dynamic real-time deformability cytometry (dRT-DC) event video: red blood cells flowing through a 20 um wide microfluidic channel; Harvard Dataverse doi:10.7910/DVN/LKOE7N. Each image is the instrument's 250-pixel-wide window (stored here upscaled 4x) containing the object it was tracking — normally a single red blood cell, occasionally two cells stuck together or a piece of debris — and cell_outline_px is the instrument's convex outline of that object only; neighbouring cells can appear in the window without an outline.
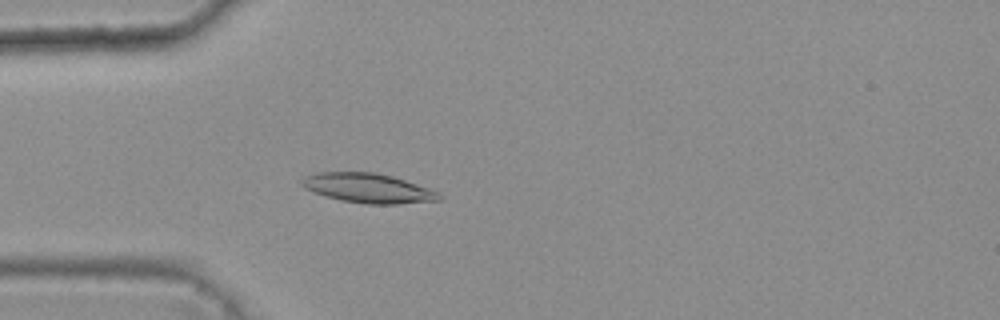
{"species": "common noctule bat (a hibernating species)", "species_latin": "Nyctalus noctula", "temperature_condition": "warm", "stored_images_in_passage": 36, "camera_frame_rate_fps": 3000, "um_per_image_px": 0.085, "animal": {"sex": "female", "body_mass_g": 25.1}, "frame": {"image": 1, "passage_image": 7, "time_ms": 2.0, "image_size_px": [1000, 320], "cell_outline_px": [[444, 196], [440, 200], [396, 204], [368, 204], [340, 200], [324, 196], [312, 192], [304, 188], [300, 184], [300, 180], [304, 176], [316, 172], [372, 172], [392, 176], [440, 192]], "centroid_in_image_um": [31.25, 15.99], "position_along_channel_um": 53.8, "area_um2": 23.76}}
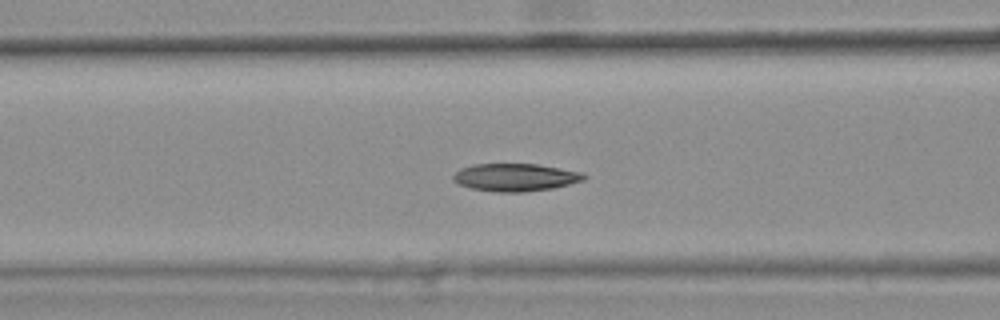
{"frame": {"image": 2, "passage_image": 13, "time_ms": 4.0, "image_size_px": [1000, 320], "cell_outline_px": [[588, 176], [584, 180], [552, 188], [524, 192], [496, 192], [472, 188], [460, 184], [452, 180], [452, 176], [460, 168], [472, 164], [536, 164], [584, 172]], "centroid_in_image_um": [43.81, 15.07], "position_along_channel_um": 122.8, "area_um2": 21.1}}
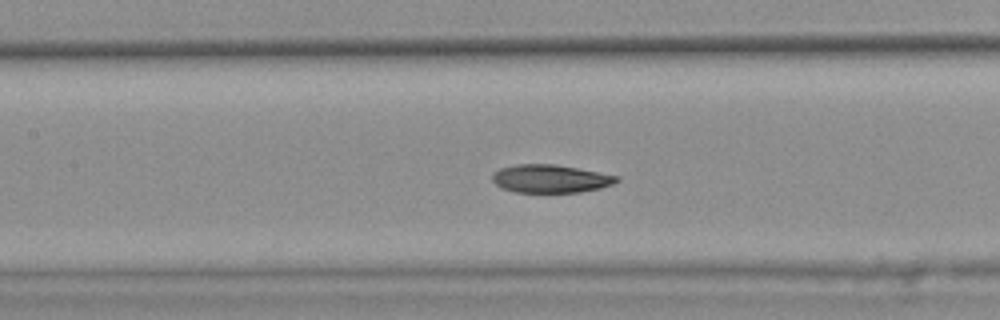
{"frame": {"image": 3, "passage_image": 16, "time_ms": 5.0, "image_size_px": [1000, 320], "cell_outline_px": [[620, 180], [612, 184], [600, 188], [580, 192], [516, 192], [504, 188], [496, 184], [492, 180], [492, 176], [500, 168], [516, 164], [556, 164], [620, 176]], "centroid_in_image_um": [46.82, 15.18], "position_along_channel_um": 160.6, "area_um2": 20.23}, "authors_computed_cell_mechanics": {"area_um2": 21.1548, "velocity_mm_per_s": 3.7796, "shape_relaxation_time_tau1_ms": 8.2448, "shape_relaxation_time_tau2_ms": 3.6569, "deformation_change_tau1": 0.1809, "deformation_change_tau2": 0.0754}}